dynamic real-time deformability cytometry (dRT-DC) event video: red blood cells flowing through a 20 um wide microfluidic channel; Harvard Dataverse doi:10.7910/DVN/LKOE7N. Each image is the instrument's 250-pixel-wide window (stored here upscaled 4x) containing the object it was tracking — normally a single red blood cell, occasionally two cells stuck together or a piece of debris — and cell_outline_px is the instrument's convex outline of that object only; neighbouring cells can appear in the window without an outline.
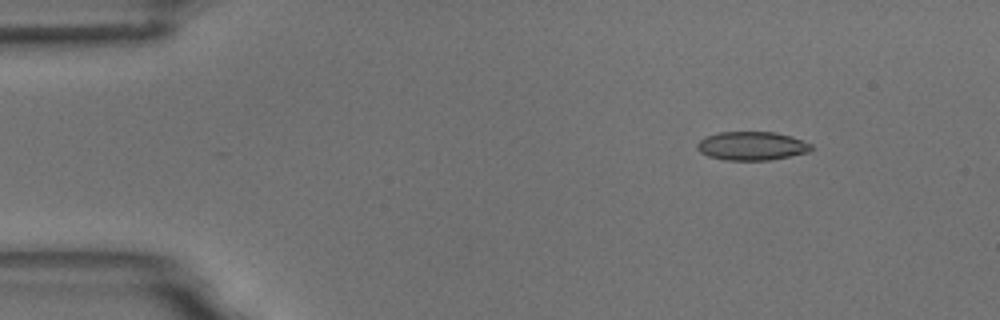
{"species": "common noctule bat (a hibernating species)", "species_latin": "Nyctalus noctula", "temperature_condition": "room temperature", "stored_images_in_passage": 3, "camera_frame_rate_fps": 3000, "um_per_image_px": 0.085, "animal": {"sex": "male", "body_mass_g": 18.8}, "frame": {"image": 1, "passage_image": 1, "time_ms": 0.0, "image_size_px": [1000, 320], "cell_outline_px": [[812, 148], [808, 152], [768, 160], [724, 160], [708, 156], [700, 152], [696, 148], [696, 144], [704, 136], [720, 132], [776, 132], [792, 136], [812, 144]], "centroid_in_image_um": [63.87, 12.39], "position_along_channel_um": 21.1, "area_um2": 19.07}}